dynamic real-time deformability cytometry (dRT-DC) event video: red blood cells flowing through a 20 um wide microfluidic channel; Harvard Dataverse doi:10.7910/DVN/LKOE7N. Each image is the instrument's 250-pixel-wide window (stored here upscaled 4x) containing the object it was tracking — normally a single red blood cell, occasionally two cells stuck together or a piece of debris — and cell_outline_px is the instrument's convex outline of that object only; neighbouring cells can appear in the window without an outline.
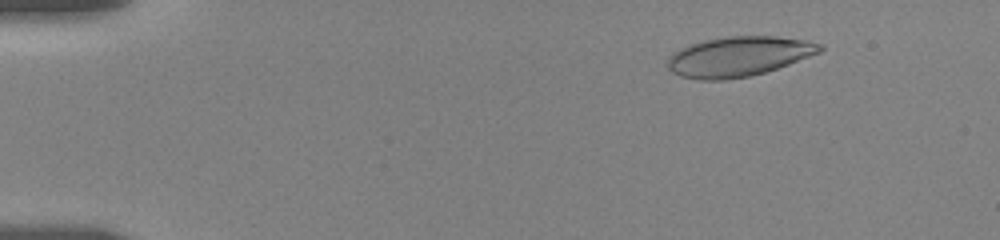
{"species": "human", "species_latin": "Homo sapiens", "temperature_condition": "room temperature", "stored_images_in_passage": 46, "camera_frame_rate_fps": 3000, "um_per_image_px": 0.085, "donor": {"sex": "female"}, "frame": {"image": 1, "passage_image": 4, "time_ms": 2.0, "image_size_px": [1000, 240], "cell_outline_px": [[824, 48], [820, 52], [788, 64], [764, 72], [748, 76], [724, 80], [700, 80], [680, 76], [672, 72], [668, 68], [668, 56], [672, 52], [680, 48], [704, 40], [728, 36], [776, 36], [804, 40], [820, 44]], "centroid_in_image_um": [62.74, 4.8], "position_along_channel_um": 22.3, "area_um2": 35.14}}
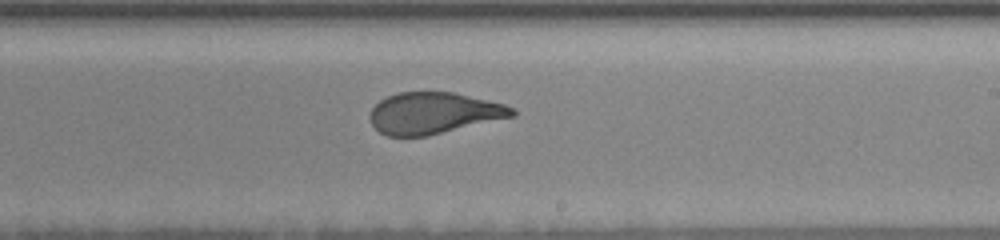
{"frame": {"image": 2, "passage_image": 22, "time_ms": 11.0, "image_size_px": [1000, 240], "cell_outline_px": [[516, 116], [428, 136], [388, 136], [380, 132], [372, 124], [368, 116], [372, 108], [380, 100], [388, 96], [400, 92], [452, 92], [504, 104], [512, 108], [516, 112]], "centroid_in_image_um": [36.86, 9.62], "position_along_channel_um": 252.1, "area_um2": 34.28}}
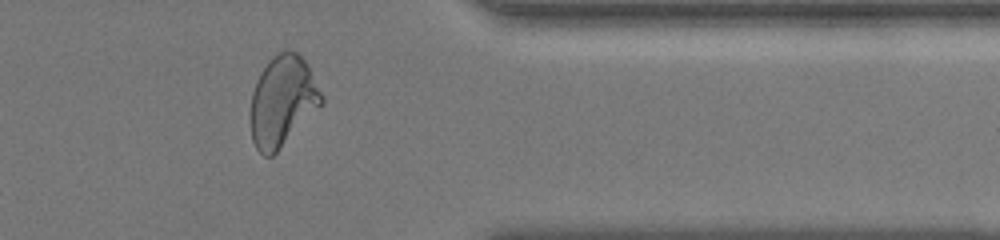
{"frame": {"image": 3, "passage_image": 34, "time_ms": 15.0, "image_size_px": [1000, 240], "cell_outline_px": [[324, 100], [276, 152], [272, 156], [264, 156], [256, 148], [252, 140], [252, 92], [260, 72], [268, 60], [272, 56], [280, 52], [296, 52], [308, 64], [324, 96]], "centroid_in_image_um": [24.01, 8.56], "position_along_channel_um": 387.4, "area_um2": 36.47}, "authors_computed_cell_mechanics": {"area_um2": 35.7782, "velocity_mm_per_s": 3.6355, "shape_relaxation_time_tau1_ms": 5.1424, "shape_relaxation_time_tau2_ms": 0.7104, "deformation_change_tau1": 0.1761, "deformation_change_tau2": 0.0625}}